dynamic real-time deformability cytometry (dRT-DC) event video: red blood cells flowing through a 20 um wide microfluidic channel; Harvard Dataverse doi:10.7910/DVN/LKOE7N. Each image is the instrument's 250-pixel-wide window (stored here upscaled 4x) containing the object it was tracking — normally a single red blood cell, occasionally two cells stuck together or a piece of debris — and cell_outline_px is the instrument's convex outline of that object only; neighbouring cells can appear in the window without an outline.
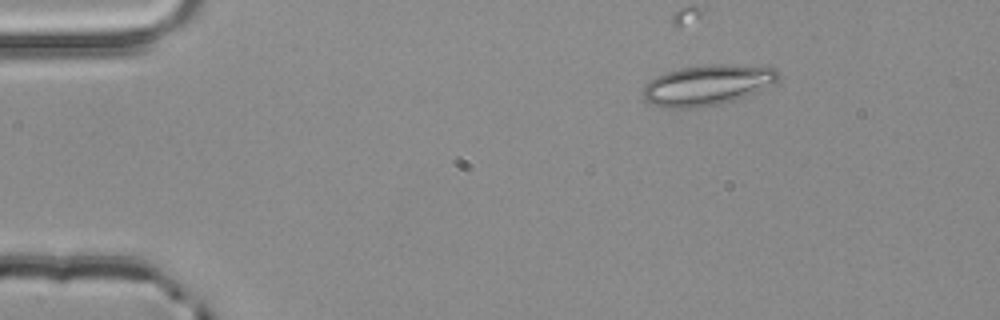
{"species": "common noctule bat (a hibernating species)", "species_latin": "Nyctalus noctula", "temperature_condition": "room temperature", "stored_images_in_passage": 2, "camera_frame_rate_fps": 3000, "um_per_image_px": 0.085, "animal": {"sex": "male", "body_mass_g": 20.4}, "frame": {"image": 1, "passage_image": 1, "time_ms": 0.0, "image_size_px": [1000, 320], "cell_outline_px": [[780, 76], [772, 84], [756, 92], [724, 104], [688, 108], [664, 108], [648, 100], [644, 96], [644, 84], [648, 80], [664, 72], [680, 68], [708, 64], [732, 64], [772, 68]], "centroid_in_image_um": [60.1, 7.22], "position_along_channel_um": 24.9, "area_um2": 31.67}}